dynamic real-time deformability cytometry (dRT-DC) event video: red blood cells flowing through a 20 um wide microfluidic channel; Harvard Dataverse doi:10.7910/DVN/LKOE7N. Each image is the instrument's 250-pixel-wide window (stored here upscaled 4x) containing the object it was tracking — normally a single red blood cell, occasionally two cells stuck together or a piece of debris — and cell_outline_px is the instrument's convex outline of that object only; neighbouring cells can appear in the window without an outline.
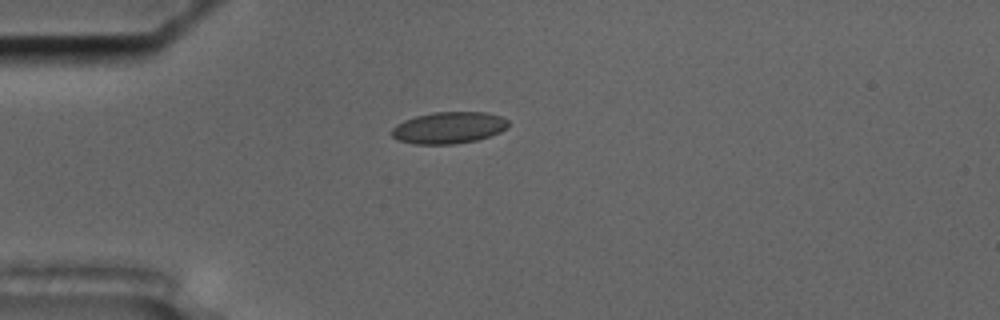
{"species": "common noctule bat (a hibernating species)", "species_latin": "Nyctalus noctula", "temperature_condition": "cold", "stored_images_in_passage": 58, "camera_frame_rate_fps": 3000, "um_per_image_px": 0.085, "animal": {"sex": "male", "body_mass_g": 17.5, "forearm_length_mm": 52.3}, "frame": {"image": 1, "passage_image": 16, "time_ms": 5.0, "image_size_px": [1000, 320], "cell_outline_px": [[508, 128], [500, 132], [476, 140], [452, 144], [416, 144], [400, 140], [392, 136], [392, 128], [396, 124], [404, 120], [416, 116], [432, 112], [488, 112], [500, 116], [508, 120]], "centroid_in_image_um": [38.16, 10.84], "position_along_channel_um": 46.8, "area_um2": 21.44}}
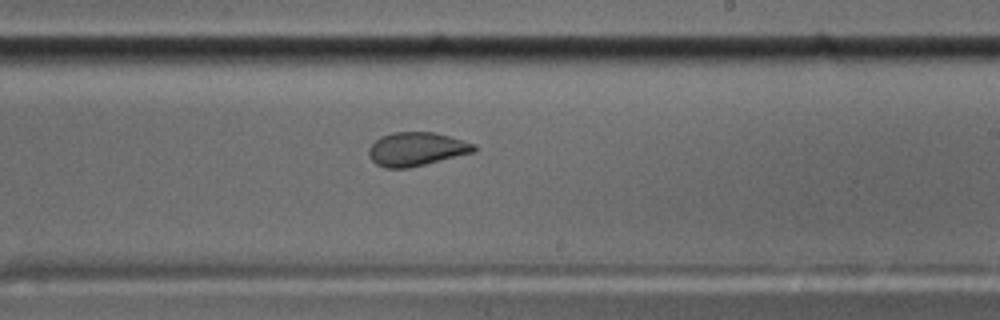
{"frame": {"image": 2, "passage_image": 35, "time_ms": 11.333, "image_size_px": [1000, 320], "cell_outline_px": [[476, 152], [408, 168], [384, 168], [376, 164], [368, 156], [368, 148], [380, 136], [392, 132], [432, 132], [448, 136], [476, 144]], "centroid_in_image_um": [35.38, 12.67], "position_along_channel_um": 253.6, "area_um2": 20.69}}
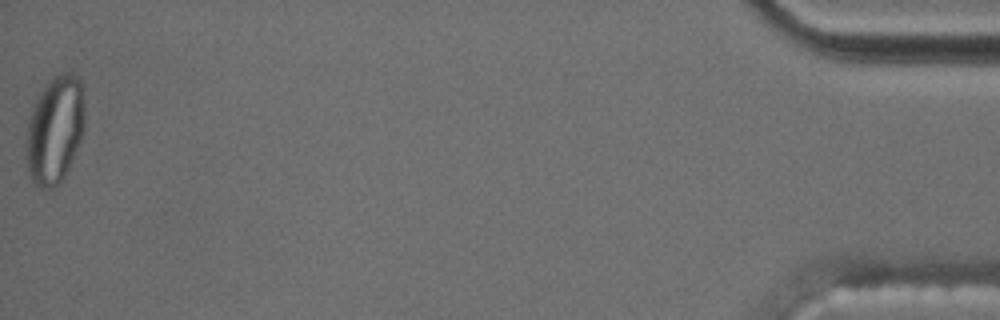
{"frame": {"image": 3, "passage_image": 58, "time_ms": 19.0, "image_size_px": [1000, 320], "cell_outline_px": [[84, 128], [80, 140], [68, 168], [64, 176], [52, 188], [40, 188], [32, 180], [28, 172], [24, 156], [24, 144], [28, 124], [36, 100], [44, 88], [60, 72], [72, 72], [80, 80], [84, 112]], "centroid_in_image_um": [4.63, 11.06], "position_along_channel_um": 430.6, "area_um2": 36.3}, "authors_computed_cell_mechanics": {"area_um2": 21.3571, "velocity_mm_per_s": 3.5322, "shape_relaxation_time_tau1_ms": null, "shape_relaxation_time_tau2_ms": 1.1803, "deformation_change_tau1": null, "deformation_change_tau2": 0.0573}}